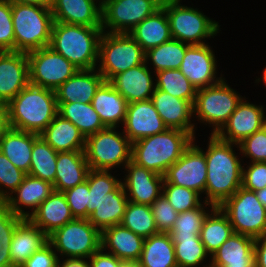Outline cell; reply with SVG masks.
Masks as SVG:
<instances>
[{"label":"cell","mask_w":266,"mask_h":267,"mask_svg":"<svg viewBox=\"0 0 266 267\" xmlns=\"http://www.w3.org/2000/svg\"><path fill=\"white\" fill-rule=\"evenodd\" d=\"M205 159L207 177L204 202L219 207L242 186V163L238 153L233 150L236 143L226 142L211 134L208 141Z\"/></svg>","instance_id":"1"},{"label":"cell","mask_w":266,"mask_h":267,"mask_svg":"<svg viewBox=\"0 0 266 267\" xmlns=\"http://www.w3.org/2000/svg\"><path fill=\"white\" fill-rule=\"evenodd\" d=\"M110 172L90 169L86 179L89 186L87 219L101 232L121 224L128 203L122 180Z\"/></svg>","instance_id":"2"},{"label":"cell","mask_w":266,"mask_h":267,"mask_svg":"<svg viewBox=\"0 0 266 267\" xmlns=\"http://www.w3.org/2000/svg\"><path fill=\"white\" fill-rule=\"evenodd\" d=\"M9 127L40 135L58 115L55 90L29 83L7 103Z\"/></svg>","instance_id":"3"},{"label":"cell","mask_w":266,"mask_h":267,"mask_svg":"<svg viewBox=\"0 0 266 267\" xmlns=\"http://www.w3.org/2000/svg\"><path fill=\"white\" fill-rule=\"evenodd\" d=\"M102 34L101 27L54 22L49 47L79 70L94 69L98 65Z\"/></svg>","instance_id":"4"},{"label":"cell","mask_w":266,"mask_h":267,"mask_svg":"<svg viewBox=\"0 0 266 267\" xmlns=\"http://www.w3.org/2000/svg\"><path fill=\"white\" fill-rule=\"evenodd\" d=\"M195 140L186 131L167 128L164 132L133 142L131 160L164 176L167 169L179 160Z\"/></svg>","instance_id":"5"},{"label":"cell","mask_w":266,"mask_h":267,"mask_svg":"<svg viewBox=\"0 0 266 267\" xmlns=\"http://www.w3.org/2000/svg\"><path fill=\"white\" fill-rule=\"evenodd\" d=\"M15 51L28 53L49 46L54 23L50 7L11 4Z\"/></svg>","instance_id":"6"},{"label":"cell","mask_w":266,"mask_h":267,"mask_svg":"<svg viewBox=\"0 0 266 267\" xmlns=\"http://www.w3.org/2000/svg\"><path fill=\"white\" fill-rule=\"evenodd\" d=\"M182 0H164L172 39L190 45L206 44V38H214L220 31V25L204 15L197 8L181 4Z\"/></svg>","instance_id":"7"},{"label":"cell","mask_w":266,"mask_h":267,"mask_svg":"<svg viewBox=\"0 0 266 267\" xmlns=\"http://www.w3.org/2000/svg\"><path fill=\"white\" fill-rule=\"evenodd\" d=\"M144 62L145 51L129 33L103 32L97 69L105 81Z\"/></svg>","instance_id":"8"},{"label":"cell","mask_w":266,"mask_h":267,"mask_svg":"<svg viewBox=\"0 0 266 267\" xmlns=\"http://www.w3.org/2000/svg\"><path fill=\"white\" fill-rule=\"evenodd\" d=\"M118 128L106 127L86 137L84 153L90 169H124L131 160L132 143Z\"/></svg>","instance_id":"9"},{"label":"cell","mask_w":266,"mask_h":267,"mask_svg":"<svg viewBox=\"0 0 266 267\" xmlns=\"http://www.w3.org/2000/svg\"><path fill=\"white\" fill-rule=\"evenodd\" d=\"M243 98L228 85L224 77L214 85L197 90L193 105L194 117L200 123L212 127L211 134L215 135L228 121Z\"/></svg>","instance_id":"10"},{"label":"cell","mask_w":266,"mask_h":267,"mask_svg":"<svg viewBox=\"0 0 266 267\" xmlns=\"http://www.w3.org/2000/svg\"><path fill=\"white\" fill-rule=\"evenodd\" d=\"M60 258H87L101 249V231L88 219L75 218L48 236Z\"/></svg>","instance_id":"11"},{"label":"cell","mask_w":266,"mask_h":267,"mask_svg":"<svg viewBox=\"0 0 266 267\" xmlns=\"http://www.w3.org/2000/svg\"><path fill=\"white\" fill-rule=\"evenodd\" d=\"M219 208L228 217L234 233L254 239L266 235V208L254 191L241 186Z\"/></svg>","instance_id":"12"},{"label":"cell","mask_w":266,"mask_h":267,"mask_svg":"<svg viewBox=\"0 0 266 267\" xmlns=\"http://www.w3.org/2000/svg\"><path fill=\"white\" fill-rule=\"evenodd\" d=\"M163 1L102 0L101 28L106 33H129L145 18L160 9Z\"/></svg>","instance_id":"13"},{"label":"cell","mask_w":266,"mask_h":267,"mask_svg":"<svg viewBox=\"0 0 266 267\" xmlns=\"http://www.w3.org/2000/svg\"><path fill=\"white\" fill-rule=\"evenodd\" d=\"M29 83L56 90L79 69L49 46L30 51Z\"/></svg>","instance_id":"14"},{"label":"cell","mask_w":266,"mask_h":267,"mask_svg":"<svg viewBox=\"0 0 266 267\" xmlns=\"http://www.w3.org/2000/svg\"><path fill=\"white\" fill-rule=\"evenodd\" d=\"M206 177L205 153L194 141L164 174V180L167 183L186 187L197 192L200 196L205 192Z\"/></svg>","instance_id":"15"},{"label":"cell","mask_w":266,"mask_h":267,"mask_svg":"<svg viewBox=\"0 0 266 267\" xmlns=\"http://www.w3.org/2000/svg\"><path fill=\"white\" fill-rule=\"evenodd\" d=\"M217 58L212 46L206 42L203 45H190L179 70L191 82L196 90L214 85L223 79L217 77Z\"/></svg>","instance_id":"16"},{"label":"cell","mask_w":266,"mask_h":267,"mask_svg":"<svg viewBox=\"0 0 266 267\" xmlns=\"http://www.w3.org/2000/svg\"><path fill=\"white\" fill-rule=\"evenodd\" d=\"M265 109L263 105L250 103L246 97L243 98L215 135L223 141L239 144L265 126Z\"/></svg>","instance_id":"17"},{"label":"cell","mask_w":266,"mask_h":267,"mask_svg":"<svg viewBox=\"0 0 266 267\" xmlns=\"http://www.w3.org/2000/svg\"><path fill=\"white\" fill-rule=\"evenodd\" d=\"M125 177L121 181L128 201L136 204H151L162 195L164 176L130 160L124 167Z\"/></svg>","instance_id":"18"},{"label":"cell","mask_w":266,"mask_h":267,"mask_svg":"<svg viewBox=\"0 0 266 267\" xmlns=\"http://www.w3.org/2000/svg\"><path fill=\"white\" fill-rule=\"evenodd\" d=\"M29 84V60L25 52H0V102L8 103Z\"/></svg>","instance_id":"19"},{"label":"cell","mask_w":266,"mask_h":267,"mask_svg":"<svg viewBox=\"0 0 266 267\" xmlns=\"http://www.w3.org/2000/svg\"><path fill=\"white\" fill-rule=\"evenodd\" d=\"M123 128V133L131 143L167 129L151 99L127 105Z\"/></svg>","instance_id":"20"},{"label":"cell","mask_w":266,"mask_h":267,"mask_svg":"<svg viewBox=\"0 0 266 267\" xmlns=\"http://www.w3.org/2000/svg\"><path fill=\"white\" fill-rule=\"evenodd\" d=\"M151 100L167 128L186 131L195 138L196 124L191 121L194 117L191 102L158 89L153 92Z\"/></svg>","instance_id":"21"},{"label":"cell","mask_w":266,"mask_h":267,"mask_svg":"<svg viewBox=\"0 0 266 267\" xmlns=\"http://www.w3.org/2000/svg\"><path fill=\"white\" fill-rule=\"evenodd\" d=\"M145 62L114 76L109 82L126 99L127 103L152 98L156 89L154 72ZM152 73V75H151Z\"/></svg>","instance_id":"22"},{"label":"cell","mask_w":266,"mask_h":267,"mask_svg":"<svg viewBox=\"0 0 266 267\" xmlns=\"http://www.w3.org/2000/svg\"><path fill=\"white\" fill-rule=\"evenodd\" d=\"M53 192L54 187L52 183L26 174L23 182L7 198L5 203L15 215L28 218ZM23 207L25 209L29 208L31 212L23 210Z\"/></svg>","instance_id":"23"},{"label":"cell","mask_w":266,"mask_h":267,"mask_svg":"<svg viewBox=\"0 0 266 267\" xmlns=\"http://www.w3.org/2000/svg\"><path fill=\"white\" fill-rule=\"evenodd\" d=\"M101 1L52 0L50 9L54 22L101 27Z\"/></svg>","instance_id":"24"},{"label":"cell","mask_w":266,"mask_h":267,"mask_svg":"<svg viewBox=\"0 0 266 267\" xmlns=\"http://www.w3.org/2000/svg\"><path fill=\"white\" fill-rule=\"evenodd\" d=\"M144 240L121 224L105 228L101 232V248L124 262L139 261Z\"/></svg>","instance_id":"25"},{"label":"cell","mask_w":266,"mask_h":267,"mask_svg":"<svg viewBox=\"0 0 266 267\" xmlns=\"http://www.w3.org/2000/svg\"><path fill=\"white\" fill-rule=\"evenodd\" d=\"M97 68L78 70L55 90L57 103H91L97 89L104 82Z\"/></svg>","instance_id":"26"},{"label":"cell","mask_w":266,"mask_h":267,"mask_svg":"<svg viewBox=\"0 0 266 267\" xmlns=\"http://www.w3.org/2000/svg\"><path fill=\"white\" fill-rule=\"evenodd\" d=\"M28 219L47 236L74 220L63 192L54 191Z\"/></svg>","instance_id":"27"},{"label":"cell","mask_w":266,"mask_h":267,"mask_svg":"<svg viewBox=\"0 0 266 267\" xmlns=\"http://www.w3.org/2000/svg\"><path fill=\"white\" fill-rule=\"evenodd\" d=\"M254 244V238L233 233L210 256V267L255 266Z\"/></svg>","instance_id":"28"},{"label":"cell","mask_w":266,"mask_h":267,"mask_svg":"<svg viewBox=\"0 0 266 267\" xmlns=\"http://www.w3.org/2000/svg\"><path fill=\"white\" fill-rule=\"evenodd\" d=\"M47 242L48 236L28 218H23L17 224L10 244L12 267H20Z\"/></svg>","instance_id":"29"},{"label":"cell","mask_w":266,"mask_h":267,"mask_svg":"<svg viewBox=\"0 0 266 267\" xmlns=\"http://www.w3.org/2000/svg\"><path fill=\"white\" fill-rule=\"evenodd\" d=\"M91 104L105 127L118 128L124 124L128 103L109 81L100 85Z\"/></svg>","instance_id":"30"},{"label":"cell","mask_w":266,"mask_h":267,"mask_svg":"<svg viewBox=\"0 0 266 267\" xmlns=\"http://www.w3.org/2000/svg\"><path fill=\"white\" fill-rule=\"evenodd\" d=\"M89 170L84 151L58 152L54 191L64 192L81 184Z\"/></svg>","instance_id":"31"},{"label":"cell","mask_w":266,"mask_h":267,"mask_svg":"<svg viewBox=\"0 0 266 267\" xmlns=\"http://www.w3.org/2000/svg\"><path fill=\"white\" fill-rule=\"evenodd\" d=\"M40 135L9 127L0 137V151L26 174H29L34 141Z\"/></svg>","instance_id":"32"},{"label":"cell","mask_w":266,"mask_h":267,"mask_svg":"<svg viewBox=\"0 0 266 267\" xmlns=\"http://www.w3.org/2000/svg\"><path fill=\"white\" fill-rule=\"evenodd\" d=\"M57 152L84 151L86 138L70 121L57 115L40 134Z\"/></svg>","instance_id":"33"},{"label":"cell","mask_w":266,"mask_h":267,"mask_svg":"<svg viewBox=\"0 0 266 267\" xmlns=\"http://www.w3.org/2000/svg\"><path fill=\"white\" fill-rule=\"evenodd\" d=\"M129 34L146 52L172 39L166 10L161 7L136 25Z\"/></svg>","instance_id":"34"},{"label":"cell","mask_w":266,"mask_h":267,"mask_svg":"<svg viewBox=\"0 0 266 267\" xmlns=\"http://www.w3.org/2000/svg\"><path fill=\"white\" fill-rule=\"evenodd\" d=\"M138 262L143 267H178L172 236L159 232L145 238Z\"/></svg>","instance_id":"35"},{"label":"cell","mask_w":266,"mask_h":267,"mask_svg":"<svg viewBox=\"0 0 266 267\" xmlns=\"http://www.w3.org/2000/svg\"><path fill=\"white\" fill-rule=\"evenodd\" d=\"M58 115L73 123L86 138L105 129L98 113L91 103H57Z\"/></svg>","instance_id":"36"},{"label":"cell","mask_w":266,"mask_h":267,"mask_svg":"<svg viewBox=\"0 0 266 267\" xmlns=\"http://www.w3.org/2000/svg\"><path fill=\"white\" fill-rule=\"evenodd\" d=\"M233 233L228 217L219 207H215L206 216L199 236L211 256Z\"/></svg>","instance_id":"37"},{"label":"cell","mask_w":266,"mask_h":267,"mask_svg":"<svg viewBox=\"0 0 266 267\" xmlns=\"http://www.w3.org/2000/svg\"><path fill=\"white\" fill-rule=\"evenodd\" d=\"M189 46L190 44L171 39L147 50L145 52V63L153 66L154 74L162 70L179 69Z\"/></svg>","instance_id":"38"},{"label":"cell","mask_w":266,"mask_h":267,"mask_svg":"<svg viewBox=\"0 0 266 267\" xmlns=\"http://www.w3.org/2000/svg\"><path fill=\"white\" fill-rule=\"evenodd\" d=\"M57 155L58 152L39 136L32 148L29 175L54 184Z\"/></svg>","instance_id":"39"},{"label":"cell","mask_w":266,"mask_h":267,"mask_svg":"<svg viewBox=\"0 0 266 267\" xmlns=\"http://www.w3.org/2000/svg\"><path fill=\"white\" fill-rule=\"evenodd\" d=\"M172 239L178 267H199V265L210 267V261L208 264L206 262V258L210 255L207 253L200 236L172 237Z\"/></svg>","instance_id":"40"},{"label":"cell","mask_w":266,"mask_h":267,"mask_svg":"<svg viewBox=\"0 0 266 267\" xmlns=\"http://www.w3.org/2000/svg\"><path fill=\"white\" fill-rule=\"evenodd\" d=\"M121 225L143 238L159 233L149 205L128 201Z\"/></svg>","instance_id":"41"},{"label":"cell","mask_w":266,"mask_h":267,"mask_svg":"<svg viewBox=\"0 0 266 267\" xmlns=\"http://www.w3.org/2000/svg\"><path fill=\"white\" fill-rule=\"evenodd\" d=\"M155 75L156 89L194 105L197 90L179 69L162 70Z\"/></svg>","instance_id":"42"},{"label":"cell","mask_w":266,"mask_h":267,"mask_svg":"<svg viewBox=\"0 0 266 267\" xmlns=\"http://www.w3.org/2000/svg\"><path fill=\"white\" fill-rule=\"evenodd\" d=\"M214 208L210 203L203 201L197 208L179 213L169 234L172 237L199 236L206 216Z\"/></svg>","instance_id":"43"},{"label":"cell","mask_w":266,"mask_h":267,"mask_svg":"<svg viewBox=\"0 0 266 267\" xmlns=\"http://www.w3.org/2000/svg\"><path fill=\"white\" fill-rule=\"evenodd\" d=\"M177 213L197 208L203 198L197 192L186 187L169 184L164 180L163 193ZM201 199V200H200Z\"/></svg>","instance_id":"44"},{"label":"cell","mask_w":266,"mask_h":267,"mask_svg":"<svg viewBox=\"0 0 266 267\" xmlns=\"http://www.w3.org/2000/svg\"><path fill=\"white\" fill-rule=\"evenodd\" d=\"M26 173L18 169L0 151V201L5 202L23 182ZM8 189V190H7Z\"/></svg>","instance_id":"45"},{"label":"cell","mask_w":266,"mask_h":267,"mask_svg":"<svg viewBox=\"0 0 266 267\" xmlns=\"http://www.w3.org/2000/svg\"><path fill=\"white\" fill-rule=\"evenodd\" d=\"M237 147L241 157L249 158L251 162H266V124L253 135L243 139Z\"/></svg>","instance_id":"46"},{"label":"cell","mask_w":266,"mask_h":267,"mask_svg":"<svg viewBox=\"0 0 266 267\" xmlns=\"http://www.w3.org/2000/svg\"><path fill=\"white\" fill-rule=\"evenodd\" d=\"M150 207L158 232L169 233L179 213L175 211L163 194Z\"/></svg>","instance_id":"47"},{"label":"cell","mask_w":266,"mask_h":267,"mask_svg":"<svg viewBox=\"0 0 266 267\" xmlns=\"http://www.w3.org/2000/svg\"><path fill=\"white\" fill-rule=\"evenodd\" d=\"M74 218L87 219L89 186L87 180L63 192Z\"/></svg>","instance_id":"48"},{"label":"cell","mask_w":266,"mask_h":267,"mask_svg":"<svg viewBox=\"0 0 266 267\" xmlns=\"http://www.w3.org/2000/svg\"><path fill=\"white\" fill-rule=\"evenodd\" d=\"M15 51L11 3L0 0V52Z\"/></svg>","instance_id":"49"},{"label":"cell","mask_w":266,"mask_h":267,"mask_svg":"<svg viewBox=\"0 0 266 267\" xmlns=\"http://www.w3.org/2000/svg\"><path fill=\"white\" fill-rule=\"evenodd\" d=\"M242 167V187L258 191L266 187V162H250Z\"/></svg>","instance_id":"50"},{"label":"cell","mask_w":266,"mask_h":267,"mask_svg":"<svg viewBox=\"0 0 266 267\" xmlns=\"http://www.w3.org/2000/svg\"><path fill=\"white\" fill-rule=\"evenodd\" d=\"M58 259L59 257L52 245L47 242L20 267H57Z\"/></svg>","instance_id":"51"},{"label":"cell","mask_w":266,"mask_h":267,"mask_svg":"<svg viewBox=\"0 0 266 267\" xmlns=\"http://www.w3.org/2000/svg\"><path fill=\"white\" fill-rule=\"evenodd\" d=\"M124 261L105 252L102 248L89 258L90 267H122Z\"/></svg>","instance_id":"52"},{"label":"cell","mask_w":266,"mask_h":267,"mask_svg":"<svg viewBox=\"0 0 266 267\" xmlns=\"http://www.w3.org/2000/svg\"><path fill=\"white\" fill-rule=\"evenodd\" d=\"M22 219V217L15 215L5 202L0 201V229L16 227Z\"/></svg>","instance_id":"53"},{"label":"cell","mask_w":266,"mask_h":267,"mask_svg":"<svg viewBox=\"0 0 266 267\" xmlns=\"http://www.w3.org/2000/svg\"><path fill=\"white\" fill-rule=\"evenodd\" d=\"M254 263L256 267H266V235L255 239Z\"/></svg>","instance_id":"54"},{"label":"cell","mask_w":266,"mask_h":267,"mask_svg":"<svg viewBox=\"0 0 266 267\" xmlns=\"http://www.w3.org/2000/svg\"><path fill=\"white\" fill-rule=\"evenodd\" d=\"M57 267H90V264L87 258H59Z\"/></svg>","instance_id":"55"},{"label":"cell","mask_w":266,"mask_h":267,"mask_svg":"<svg viewBox=\"0 0 266 267\" xmlns=\"http://www.w3.org/2000/svg\"><path fill=\"white\" fill-rule=\"evenodd\" d=\"M15 228L16 227H3V229H0V249L3 247L10 248Z\"/></svg>","instance_id":"56"},{"label":"cell","mask_w":266,"mask_h":267,"mask_svg":"<svg viewBox=\"0 0 266 267\" xmlns=\"http://www.w3.org/2000/svg\"><path fill=\"white\" fill-rule=\"evenodd\" d=\"M8 128L7 103L0 102V137Z\"/></svg>","instance_id":"57"},{"label":"cell","mask_w":266,"mask_h":267,"mask_svg":"<svg viewBox=\"0 0 266 267\" xmlns=\"http://www.w3.org/2000/svg\"><path fill=\"white\" fill-rule=\"evenodd\" d=\"M0 267H12L10 248L3 247L0 249Z\"/></svg>","instance_id":"58"},{"label":"cell","mask_w":266,"mask_h":267,"mask_svg":"<svg viewBox=\"0 0 266 267\" xmlns=\"http://www.w3.org/2000/svg\"><path fill=\"white\" fill-rule=\"evenodd\" d=\"M12 3H19V4H32V5H39L42 7H51L52 0H6Z\"/></svg>","instance_id":"59"},{"label":"cell","mask_w":266,"mask_h":267,"mask_svg":"<svg viewBox=\"0 0 266 267\" xmlns=\"http://www.w3.org/2000/svg\"><path fill=\"white\" fill-rule=\"evenodd\" d=\"M261 204L266 208V187L255 192Z\"/></svg>","instance_id":"60"},{"label":"cell","mask_w":266,"mask_h":267,"mask_svg":"<svg viewBox=\"0 0 266 267\" xmlns=\"http://www.w3.org/2000/svg\"><path fill=\"white\" fill-rule=\"evenodd\" d=\"M122 267H143L138 261L124 262Z\"/></svg>","instance_id":"61"},{"label":"cell","mask_w":266,"mask_h":267,"mask_svg":"<svg viewBox=\"0 0 266 267\" xmlns=\"http://www.w3.org/2000/svg\"><path fill=\"white\" fill-rule=\"evenodd\" d=\"M262 78V79H261ZM256 82L255 83H259V82H262V83H264V84H266V67H265V69L263 70V74H262V76L259 78H257L256 80H255Z\"/></svg>","instance_id":"62"},{"label":"cell","mask_w":266,"mask_h":267,"mask_svg":"<svg viewBox=\"0 0 266 267\" xmlns=\"http://www.w3.org/2000/svg\"><path fill=\"white\" fill-rule=\"evenodd\" d=\"M229 267H256V266H229Z\"/></svg>","instance_id":"63"}]
</instances>
